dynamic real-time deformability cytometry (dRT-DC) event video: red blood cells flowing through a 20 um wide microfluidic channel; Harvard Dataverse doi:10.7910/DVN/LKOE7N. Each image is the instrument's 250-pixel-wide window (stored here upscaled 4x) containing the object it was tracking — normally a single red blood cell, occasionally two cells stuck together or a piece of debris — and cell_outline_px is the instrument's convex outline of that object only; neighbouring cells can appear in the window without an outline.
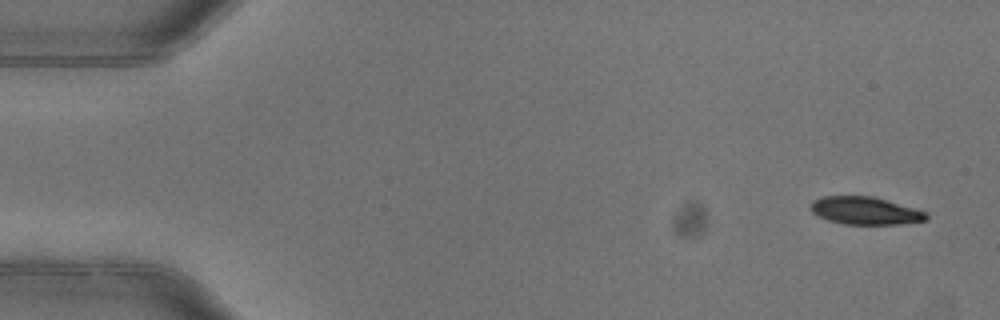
{"species": "common noctule bat (a hibernating species)", "species_latin": "Nyctalus noctula", "temperature_condition": "warm", "stored_images_in_passage": 4, "camera_frame_rate_fps": 3000, "um_per_image_px": 0.085, "animal": {"sex": "female"}, "frame": {"image": 1, "passage_image": 1, "time_ms": 0.0, "image_size_px": [1000, 320], "cell_outline_px": [[928, 220], [900, 224], [844, 224], [828, 220], [812, 212], [812, 200], [824, 196], [872, 196], [928, 212]], "centroid_in_image_um": [73.57, 17.91], "position_along_channel_um": 11.4, "area_um2": 18.5}}
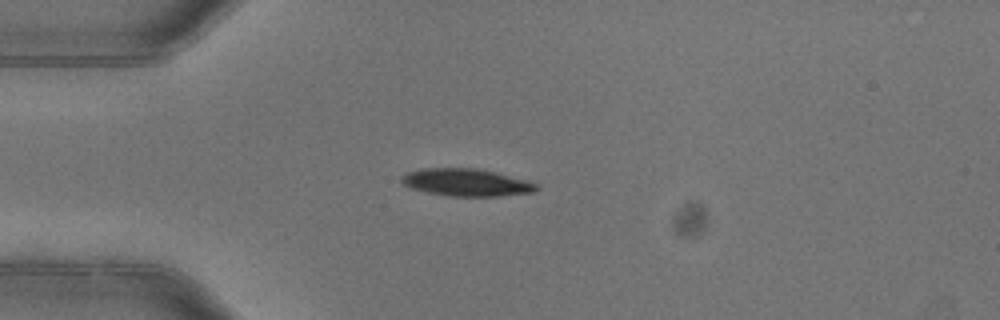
{"frame": {"image": 2, "passage_image": 4, "time_ms": 1.0, "image_size_px": [1000, 320], "cell_outline_px": [[540, 188], [536, 192], [496, 196], [448, 196], [428, 192], [412, 188], [404, 184], [400, 180], [400, 176], [408, 172], [424, 168], [480, 168], [532, 180], [540, 184]], "centroid_in_image_um": [39.75, 15.5], "position_along_channel_um": 45.2, "area_um2": 21.96}}